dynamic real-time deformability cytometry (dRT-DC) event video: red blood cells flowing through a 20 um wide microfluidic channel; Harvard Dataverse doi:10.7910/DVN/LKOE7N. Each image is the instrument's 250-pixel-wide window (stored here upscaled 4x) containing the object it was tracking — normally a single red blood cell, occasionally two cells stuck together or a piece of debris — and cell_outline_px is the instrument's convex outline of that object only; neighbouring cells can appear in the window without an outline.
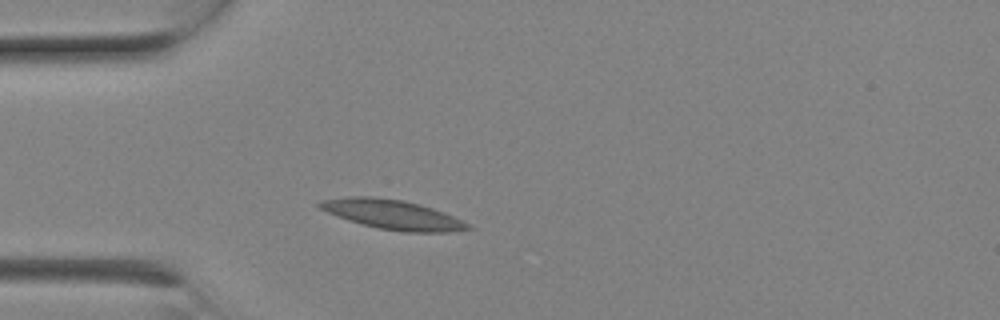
{"species": "Egyptian fruit bat (a non-hibernating species)", "species_latin": "Rousettus aegyptiacus", "temperature_condition": "room temperature", "stored_images_in_passage": 5, "camera_frame_rate_fps": 3000, "um_per_image_px": 0.085, "animal": {"sex": "female"}, "frame": {"image": 1, "passage_image": 2, "time_ms": 0.333, "image_size_px": [1000, 320], "cell_outline_px": [[472, 228], [448, 232], [408, 232], [380, 228], [348, 220], [328, 212], [320, 208], [316, 204], [320, 200], [348, 196], [372, 196], [404, 200], [420, 204], [444, 212], [468, 224]], "centroid_in_image_um": [33.33, 18.21], "position_along_channel_um": 51.7, "area_um2": 25.14}}
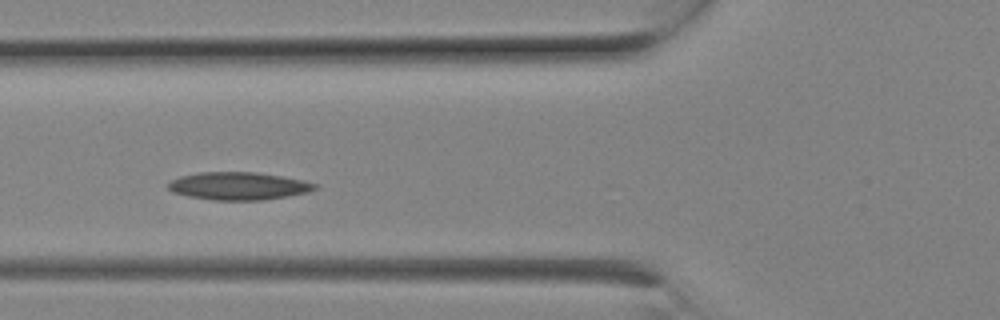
{"frame": {"image": 2, "passage_image": 4, "time_ms": 1.0, "image_size_px": [1000, 320], "cell_outline_px": [[320, 188], [308, 192], [288, 196], [264, 200], [212, 200], [188, 196], [172, 192], [164, 184], [168, 180], [180, 176], [196, 172], [256, 172], [284, 176], [304, 180], [320, 184]], "centroid_in_image_um": [20.28, 15.8], "position_along_channel_um": 105.5, "area_um2": 24.28}}
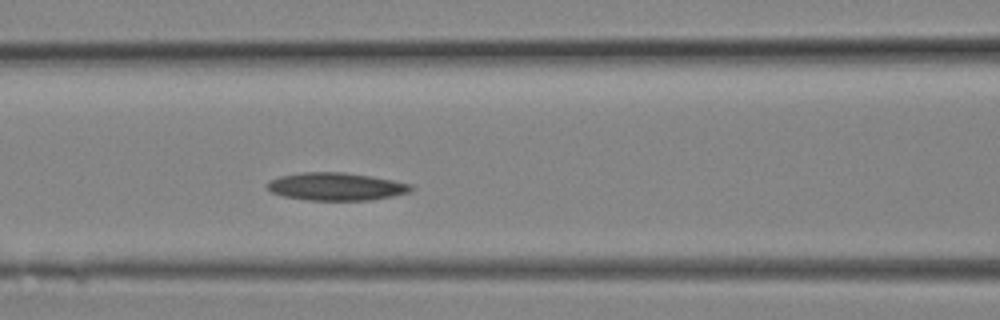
{"frame": {"image": 3, "passage_image": 5, "time_ms": 1.333, "image_size_px": [1000, 320], "cell_outline_px": [[412, 188], [408, 192], [392, 196], [372, 200], [308, 200], [284, 196], [272, 192], [268, 188], [268, 184], [272, 180], [280, 176], [300, 172], [344, 172], [392, 180], [412, 184]], "centroid_in_image_um": [28.57, 15.86], "position_along_channel_um": 138.0, "area_um2": 22.95}}